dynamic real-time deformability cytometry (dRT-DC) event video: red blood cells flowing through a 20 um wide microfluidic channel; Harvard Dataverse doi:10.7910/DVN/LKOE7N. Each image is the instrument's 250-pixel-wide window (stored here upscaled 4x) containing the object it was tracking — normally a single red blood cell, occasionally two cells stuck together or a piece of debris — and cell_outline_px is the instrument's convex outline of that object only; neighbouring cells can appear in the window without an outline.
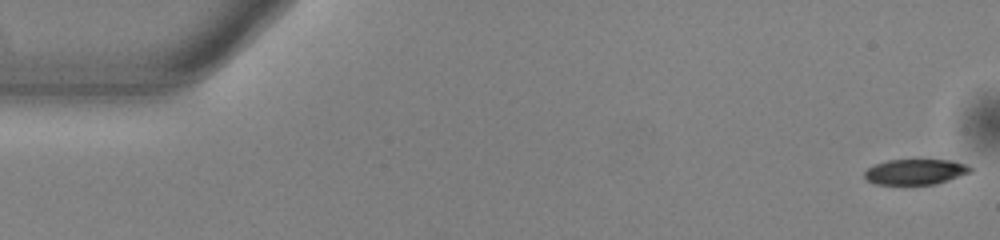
{"species": "common noctule bat (a hibernating species)", "species_latin": "Nyctalus noctula", "temperature_condition": "warm", "stored_images_in_passage": 53, "camera_frame_rate_fps": 3000, "um_per_image_px": 0.085, "animal": {"sex": "male", "body_mass_g": 13.0, "forearm_length_mm": 53.1}, "frame": {"image": 1, "passage_image": 1, "time_ms": 0.0, "image_size_px": [1000, 240], "cell_outline_px": [[972, 172], [936, 184], [876, 184], [868, 180], [864, 176], [864, 172], [868, 168], [876, 164], [888, 160], [952, 160], [964, 164], [972, 168]], "centroid_in_image_um": [77.82, 14.6], "position_along_channel_um": 7.2, "area_um2": 15.55}}
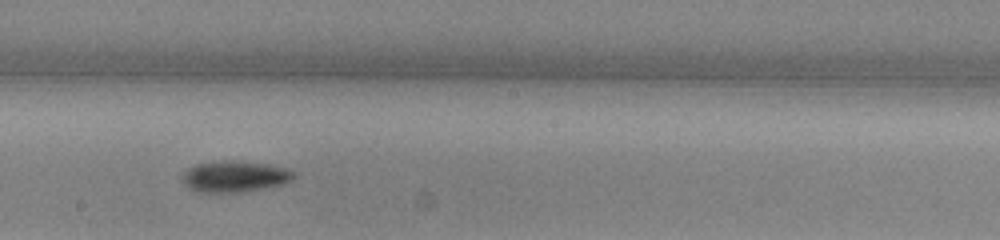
{"frame": {"image": 2, "passage_image": 29, "time_ms": 9.333, "image_size_px": [1000, 240], "cell_outline_px": [[296, 176], [292, 180], [284, 184], [244, 192], [196, 192], [188, 188], [180, 180], [184, 172], [188, 168], [196, 164], [220, 160], [240, 160], [272, 164], [284, 168], [292, 172]], "centroid_in_image_um": [19.93, 14.99], "position_along_channel_um": 228.3, "area_um2": 20.69}}
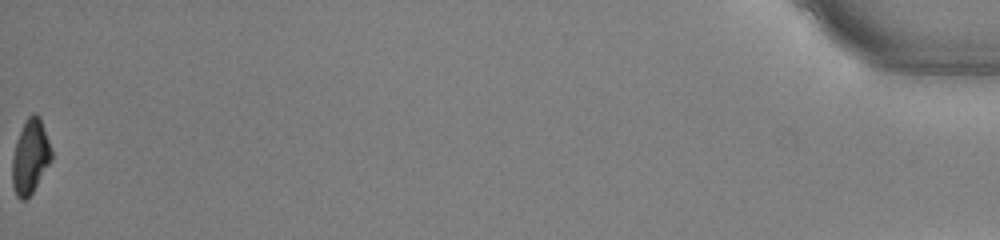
{"frame": {"image": 3, "passage_image": 53, "time_ms": 17.333, "image_size_px": [1000, 240], "cell_outline_px": [[52, 160], [32, 192], [24, 200], [20, 200], [16, 196], [12, 188], [12, 160], [16, 144], [24, 120], [32, 112], [36, 112], [40, 116], [52, 148]], "centroid_in_image_um": [2.59, 13.29], "position_along_channel_um": 432.6, "area_um2": 17.11}, "authors_computed_cell_mechanics": {"area_um2": 18.0914, "velocity_mm_per_s": 3.9018, "shape_relaxation_time_tau1_ms": 2.9704, "shape_relaxation_time_tau2_ms": null, "deformation_change_tau1": 0.141, "deformation_change_tau2": null}}